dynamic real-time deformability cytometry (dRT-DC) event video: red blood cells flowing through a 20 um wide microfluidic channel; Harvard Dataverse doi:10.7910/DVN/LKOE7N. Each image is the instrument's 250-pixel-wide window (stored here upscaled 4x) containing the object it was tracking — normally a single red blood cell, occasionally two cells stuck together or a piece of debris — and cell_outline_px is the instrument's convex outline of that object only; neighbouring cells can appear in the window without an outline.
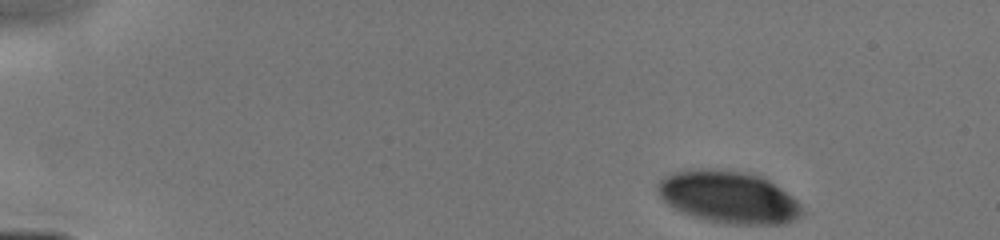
{"species": "human", "species_latin": "Homo sapiens", "temperature_condition": "cold", "stored_images_in_passage": 20, "camera_frame_rate_fps": 3000, "um_per_image_px": 0.085, "donor": {"sex": "male"}, "frame": {"image": 1, "passage_image": 1, "time_ms": 0.0, "image_size_px": [1000, 240], "cell_outline_px": [[804, 216], [784, 224], [728, 224], [708, 220], [692, 216], [680, 212], [672, 208], [660, 196], [656, 188], [656, 184], [660, 180], [676, 172], [700, 168], [712, 168], [744, 172], [760, 176], [768, 180], [792, 196], [800, 204], [804, 212]], "centroid_in_image_um": [61.94, 16.77], "position_along_channel_um": 23.1, "area_um2": 43.93}}
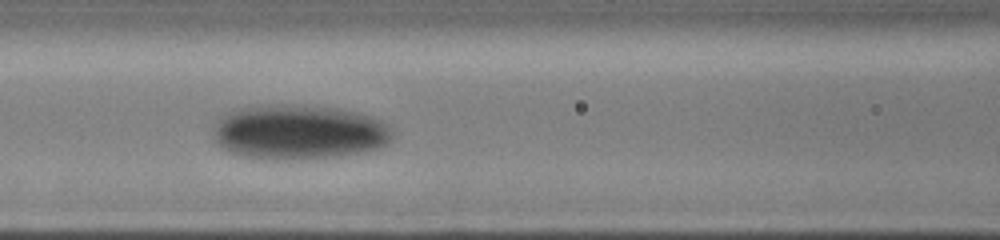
{"frame": {"image": 2, "passage_image": 13, "time_ms": 5.333, "image_size_px": [1000, 240], "cell_outline_px": [[392, 140], [376, 148], [360, 152], [340, 156], [276, 160], [248, 156], [228, 152], [216, 140], [216, 120], [224, 112], [236, 108], [264, 104], [284, 104], [336, 108], [356, 112], [372, 116], [388, 124], [392, 128]], "centroid_in_image_um": [25.4, 11.2], "position_along_channel_um": 141.2, "area_um2": 57.05}}
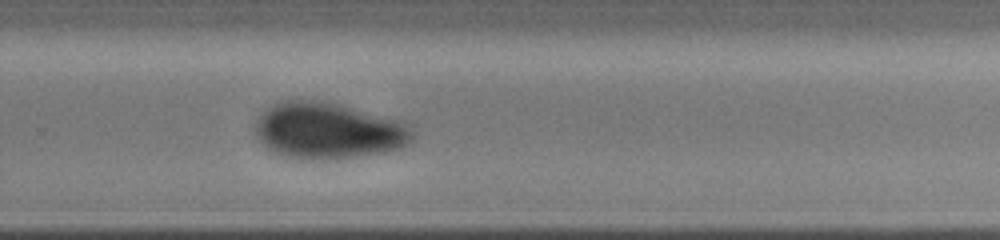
{"frame": {"image": 3, "passage_image": 20, "time_ms": 9.0, "image_size_px": [1000, 240], "cell_outline_px": [[416, 132], [412, 140], [400, 148], [384, 152], [352, 156], [288, 156], [276, 152], [268, 148], [256, 136], [256, 120], [264, 108], [268, 104], [284, 100], [328, 100], [404, 120]], "centroid_in_image_um": [27.95, 11.01], "position_along_channel_um": 301.8, "area_um2": 51.27}}